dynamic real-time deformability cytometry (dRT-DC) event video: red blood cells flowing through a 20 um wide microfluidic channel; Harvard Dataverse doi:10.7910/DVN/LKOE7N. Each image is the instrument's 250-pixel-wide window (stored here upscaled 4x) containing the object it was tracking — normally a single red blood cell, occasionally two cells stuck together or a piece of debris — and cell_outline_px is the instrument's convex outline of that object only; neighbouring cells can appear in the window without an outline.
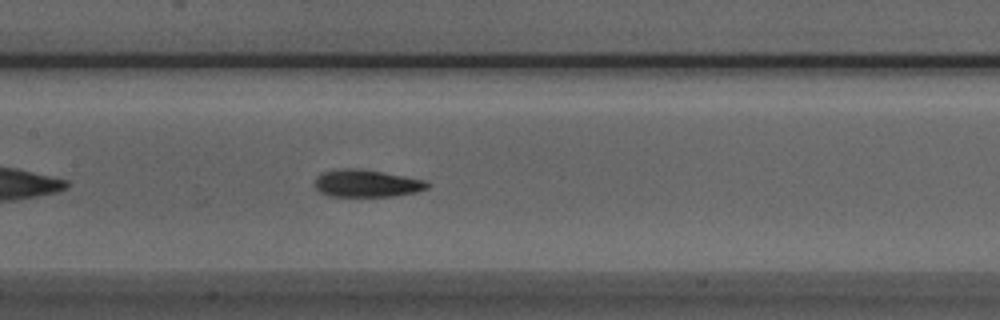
{"species": "Egyptian fruit bat (a non-hibernating species)", "species_latin": "Rousettus aegyptiacus", "temperature_condition": "room temperature", "stored_images_in_passage": 39, "camera_frame_rate_fps": 3000, "um_per_image_px": 0.085, "animal": {"sex": "male"}, "frame": {"image": 1, "passage_image": 12, "time_ms": 3.667, "image_size_px": [1000, 320], "cell_outline_px": [[432, 184], [428, 188], [416, 192], [392, 196], [328, 196], [320, 192], [316, 188], [316, 176], [320, 172], [336, 168], [360, 168], [404, 176], [424, 180]], "centroid_in_image_um": [31.14, 15.57], "position_along_channel_um": 176.3, "area_um2": 18.09}}
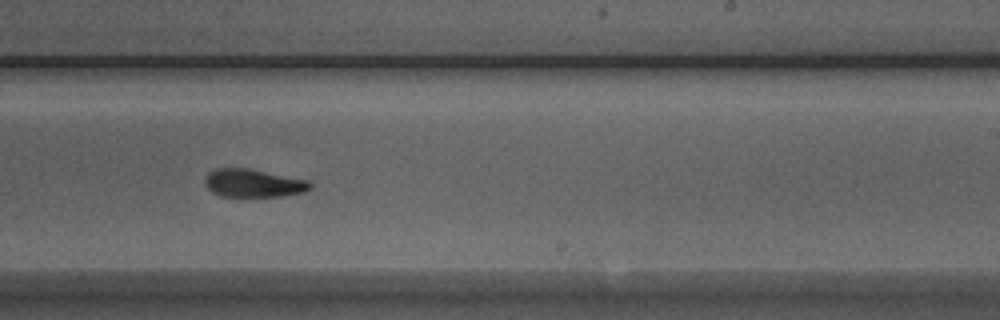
{"frame": {"image": 2, "passage_image": 19, "time_ms": 6.0, "image_size_px": [1000, 320], "cell_outline_px": [[312, 188], [304, 192], [280, 196], [220, 196], [212, 192], [204, 184], [204, 180], [208, 172], [216, 168], [248, 168], [308, 180], [312, 184]], "centroid_in_image_um": [21.52, 15.56], "position_along_channel_um": 267.5, "area_um2": 17.22}}
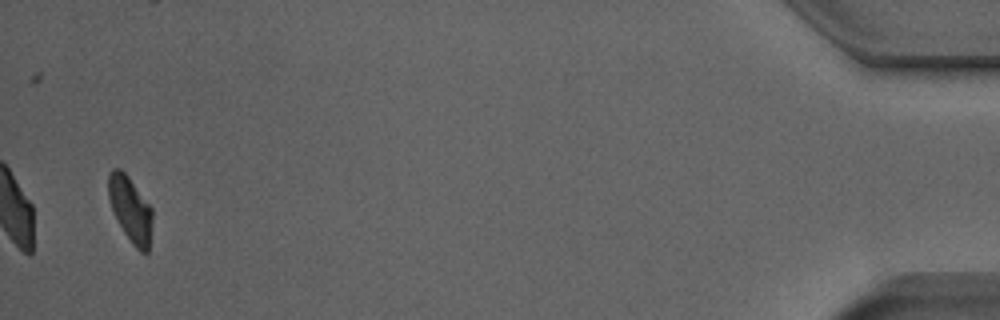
{"frame": {"image": 3, "passage_image": 38, "time_ms": 12.333, "image_size_px": [1000, 320], "cell_outline_px": [[152, 220], [148, 252], [140, 252], [132, 244], [124, 232], [112, 208], [108, 196], [108, 172], [112, 168], [120, 168], [128, 176], [152, 208]], "centroid_in_image_um": [11.08, 17.76], "position_along_channel_um": 424.1, "area_um2": 16.53}, "authors_computed_cell_mechanics": {"area_um2": 17.7446, "velocity_mm_per_s": 3.9281, "shape_relaxation_time_tau1_ms": 6.7941, "shape_relaxation_time_tau2_ms": 2.4065, "deformation_change_tau1": 0.2077, "deformation_change_tau2": 0.0814}}